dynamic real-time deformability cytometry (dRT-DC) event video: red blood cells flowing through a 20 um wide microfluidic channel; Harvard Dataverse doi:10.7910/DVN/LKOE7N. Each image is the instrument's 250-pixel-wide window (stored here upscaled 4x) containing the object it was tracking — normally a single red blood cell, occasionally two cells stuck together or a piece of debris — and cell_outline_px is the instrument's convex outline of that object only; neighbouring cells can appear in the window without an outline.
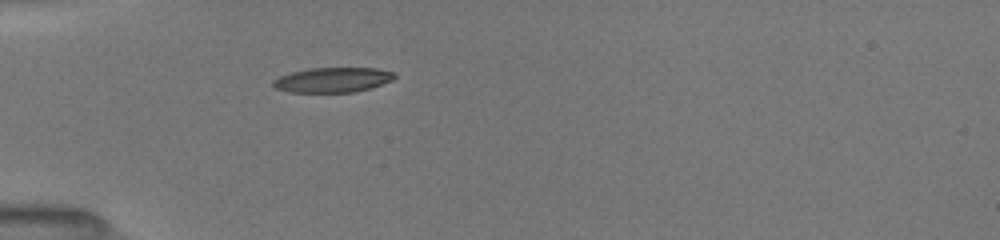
{"species": "common noctule bat (a hibernating species)", "species_latin": "Nyctalus noctula", "temperature_condition": "room temperature", "stored_images_in_passage": 36, "camera_frame_rate_fps": 3000, "um_per_image_px": 0.085, "animal": {"sex": "female", "body_mass_g": 19.5, "forearm_length_mm": 54.1}, "frame": {"image": 1, "passage_image": 1, "time_ms": 0.0, "image_size_px": [1000, 240], "cell_outline_px": [[396, 76], [392, 80], [372, 88], [356, 92], [288, 92], [272, 88], [272, 80], [280, 76], [292, 72], [308, 68], [376, 68], [396, 72]], "centroid_in_image_um": [28.27, 6.79], "position_along_channel_um": 56.7, "area_um2": 17.86}}
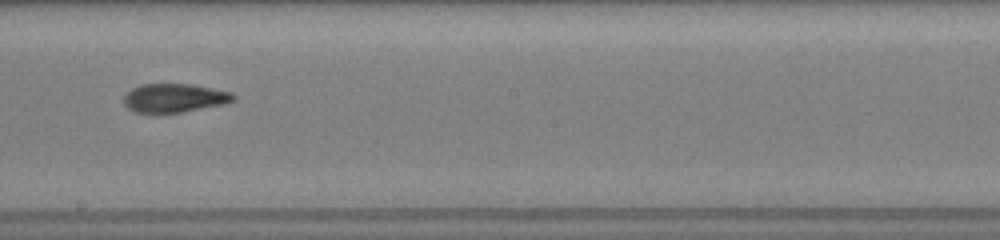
{"frame": {"image": 2, "passage_image": 15, "time_ms": 4.667, "image_size_px": [1000, 240], "cell_outline_px": [[236, 100], [224, 104], [180, 112], [156, 116], [136, 112], [128, 108], [124, 104], [124, 96], [132, 88], [140, 84], [192, 84], [232, 92], [236, 96]], "centroid_in_image_um": [14.8, 8.36], "position_along_channel_um": 233.4, "area_um2": 18.84}}
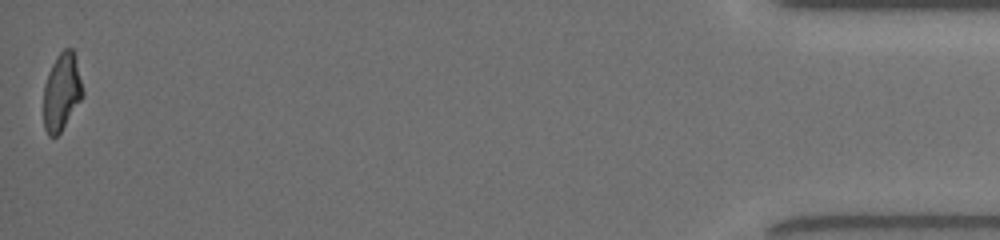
{"frame": {"image": 3, "passage_image": 36, "time_ms": 11.667, "image_size_px": [1000, 240], "cell_outline_px": [[84, 96], [60, 132], [56, 136], [48, 136], [44, 128], [44, 84], [48, 72], [56, 56], [64, 48], [72, 48], [76, 56], [84, 92]], "centroid_in_image_um": [5.26, 7.78], "position_along_channel_um": 429.9, "area_um2": 17.8}, "authors_computed_cell_mechanics": {"area_um2": 18.6983, "velocity_mm_per_s": 4.0233, "shape_relaxation_time_tau1_ms": 4.4824, "shape_relaxation_time_tau2_ms": 2.6775, "deformation_change_tau1": 0.1738, "deformation_change_tau2": 0.1099}}